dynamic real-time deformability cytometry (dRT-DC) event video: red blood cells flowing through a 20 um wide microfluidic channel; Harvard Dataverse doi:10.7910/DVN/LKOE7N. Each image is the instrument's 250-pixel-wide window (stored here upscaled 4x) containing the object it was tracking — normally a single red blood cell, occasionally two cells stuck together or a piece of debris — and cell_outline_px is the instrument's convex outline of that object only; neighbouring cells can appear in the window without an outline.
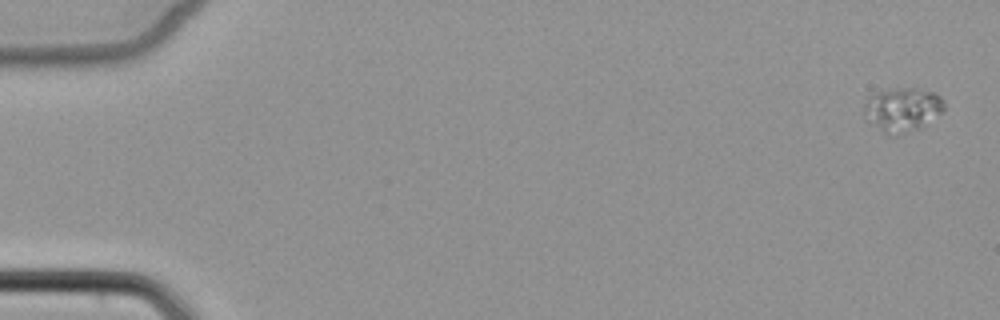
{"species": "common noctule bat (a hibernating species)", "species_latin": "Nyctalus noctula", "temperature_condition": "cold", "stored_images_in_passage": 5, "camera_frame_rate_fps": 3000, "um_per_image_px": 0.085, "animal": {"sex": "female", "body_mass_g": 22.7, "forearm_length_mm": 54.2}, "frame": {"image": 1, "passage_image": 1, "time_ms": 0.0, "image_size_px": [1000, 320], "cell_outline_px": [[944, 108], [940, 112], [920, 128], [896, 136], [888, 136], [864, 120], [864, 104], [868, 96], [876, 92], [892, 88], [920, 88], [936, 92], [944, 100]], "centroid_in_image_um": [76.65, 9.31], "position_along_channel_um": 8.4, "area_um2": 20.98}}
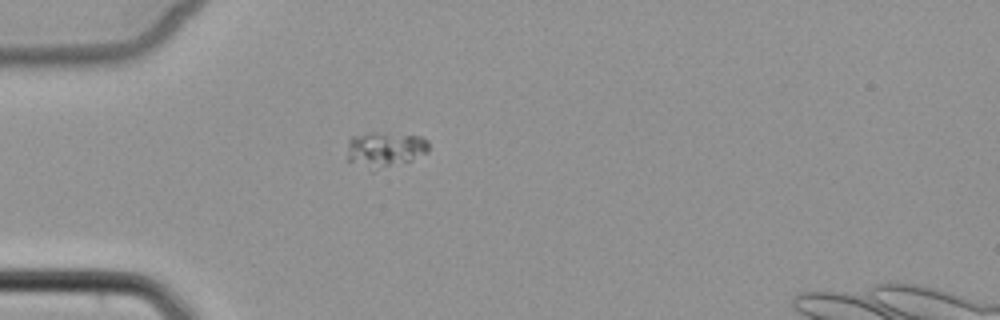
{"frame": {"image": 2, "passage_image": 5, "time_ms": 5.0, "image_size_px": [1000, 320], "cell_outline_px": [[428, 152], [408, 160], [372, 172], [348, 160], [348, 140], [352, 136], [372, 132], [376, 132], [420, 136], [428, 140]], "centroid_in_image_um": [32.68, 12.7], "position_along_channel_um": 52.3, "area_um2": 16.76}}